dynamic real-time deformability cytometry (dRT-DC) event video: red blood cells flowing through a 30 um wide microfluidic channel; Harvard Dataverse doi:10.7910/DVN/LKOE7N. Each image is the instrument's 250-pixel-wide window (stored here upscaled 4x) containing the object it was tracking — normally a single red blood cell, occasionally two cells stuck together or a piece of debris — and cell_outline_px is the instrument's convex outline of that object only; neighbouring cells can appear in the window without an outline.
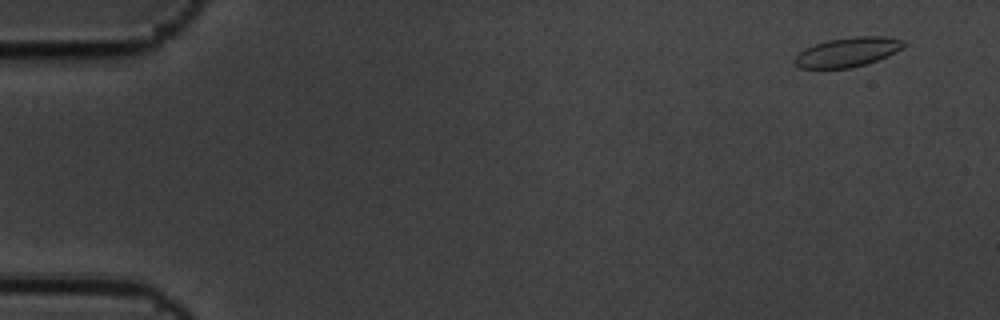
{"species": "common noctule bat (a hibernating species)", "species_latin": "Nyctalus noctula", "temperature_condition": "cold", "stored_images_in_passage": 15, "camera_frame_rate_fps": 3000, "um_per_image_px": 0.085, "animal": {"sex": "male", "body_mass_g": 19.5, "forearm_length_mm": 54.6}, "frame": {"image": 1, "passage_image": 1, "time_ms": 0.0, "image_size_px": [1000, 320], "cell_outline_px": [[908, 44], [904, 48], [888, 56], [852, 68], [800, 68], [796, 64], [796, 56], [804, 48], [828, 40], [856, 36], [884, 36], [904, 40]], "centroid_in_image_um": [72.12, 4.41], "position_along_channel_um": 12.9, "area_um2": 18.61}}
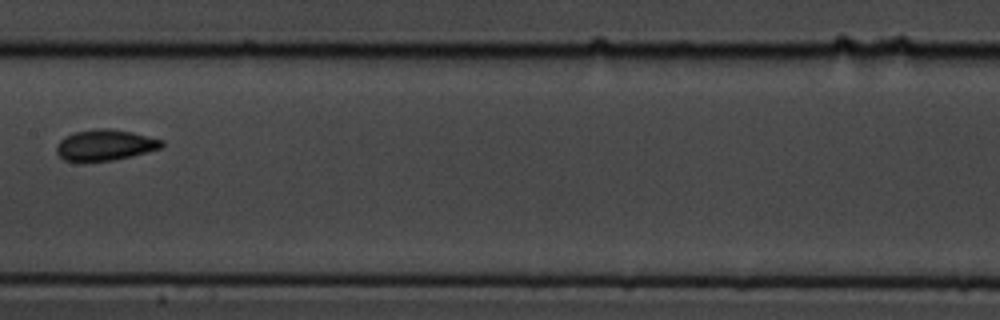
{"frame": {"image": 2, "passage_image": 8, "time_ms": 2.333, "image_size_px": [1000, 320], "cell_outline_px": [[164, 144], [160, 148], [132, 156], [112, 160], [84, 164], [64, 160], [56, 152], [56, 144], [64, 136], [72, 132], [96, 128], [108, 128], [132, 132], [164, 140]], "centroid_in_image_um": [8.86, 12.35], "position_along_channel_um": 198.5, "area_um2": 19.54}}
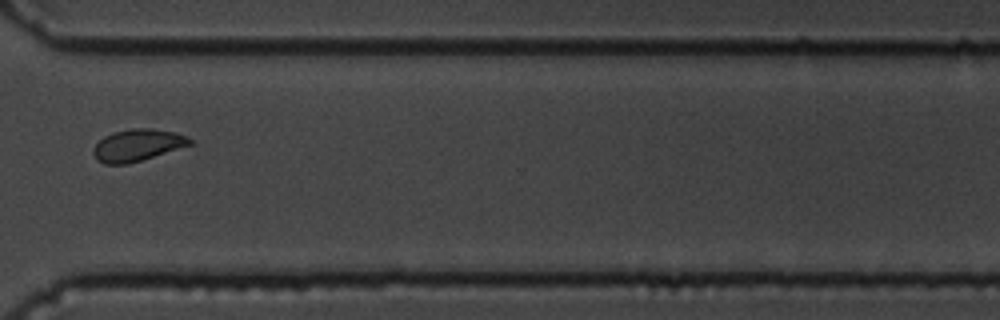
{"frame": {"image": 3, "passage_image": 12, "time_ms": 3.667, "image_size_px": [1000, 320], "cell_outline_px": [[196, 144], [128, 164], [104, 164], [96, 160], [92, 152], [92, 148], [104, 136], [112, 132], [132, 128], [152, 128], [176, 132], [188, 136]], "centroid_in_image_um": [11.72, 12.33], "position_along_channel_um": 358.9, "area_um2": 18.38}}